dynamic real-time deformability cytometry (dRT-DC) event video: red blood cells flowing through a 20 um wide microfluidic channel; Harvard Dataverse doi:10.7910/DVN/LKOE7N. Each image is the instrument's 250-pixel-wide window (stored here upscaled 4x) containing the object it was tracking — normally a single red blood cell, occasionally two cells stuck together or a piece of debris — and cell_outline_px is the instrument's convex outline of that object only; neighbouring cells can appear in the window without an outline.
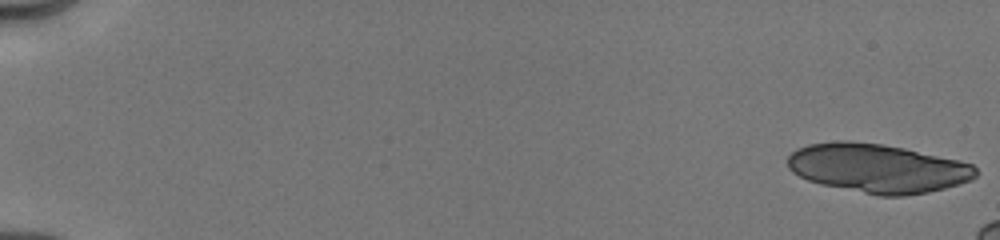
{"species": "human", "species_latin": "Homo sapiens", "temperature_condition": "cold", "stored_images_in_passage": 21, "camera_frame_rate_fps": 3000, "um_per_image_px": 0.085, "donor": {"sex": "male"}, "frame": {"image": 1, "passage_image": 1, "time_ms": 0.0, "image_size_px": [1000, 240], "cell_outline_px": [[980, 172], [972, 180], [960, 184], [928, 192], [904, 196], [880, 196], [820, 184], [808, 180], [792, 172], [788, 168], [788, 156], [796, 148], [808, 144], [836, 140], [848, 140], [880, 144], [904, 148], [960, 160], [972, 164]], "centroid_in_image_um": [74.61, 14.29], "position_along_channel_um": 10.4, "area_um2": 53.93}}